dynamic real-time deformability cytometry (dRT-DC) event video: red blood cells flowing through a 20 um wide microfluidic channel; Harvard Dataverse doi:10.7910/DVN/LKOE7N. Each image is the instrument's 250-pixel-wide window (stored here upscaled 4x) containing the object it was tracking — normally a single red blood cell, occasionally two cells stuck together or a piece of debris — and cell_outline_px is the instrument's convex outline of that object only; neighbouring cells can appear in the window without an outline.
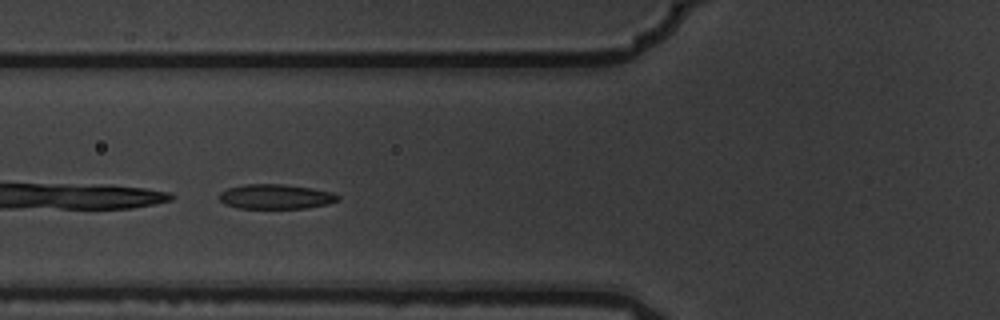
{"species": "common noctule bat (a hibernating species)", "species_latin": "Nyctalus noctula", "temperature_condition": "warm", "stored_images_in_passage": 6, "camera_frame_rate_fps": 3000, "um_per_image_px": 0.085, "animal": {"sex": "male", "body_mass_g": 19.5, "forearm_length_mm": 54.6}, "frame": {"image": 1, "passage_image": 5, "time_ms": 1.333, "image_size_px": [1000, 320], "cell_outline_px": [[340, 200], [328, 204], [304, 208], [236, 208], [224, 204], [220, 200], [220, 192], [228, 188], [244, 184], [284, 184], [312, 188], [332, 192], [340, 196]], "centroid_in_image_um": [23.44, 16.71], "position_along_channel_um": 102.4, "area_um2": 17.17}}